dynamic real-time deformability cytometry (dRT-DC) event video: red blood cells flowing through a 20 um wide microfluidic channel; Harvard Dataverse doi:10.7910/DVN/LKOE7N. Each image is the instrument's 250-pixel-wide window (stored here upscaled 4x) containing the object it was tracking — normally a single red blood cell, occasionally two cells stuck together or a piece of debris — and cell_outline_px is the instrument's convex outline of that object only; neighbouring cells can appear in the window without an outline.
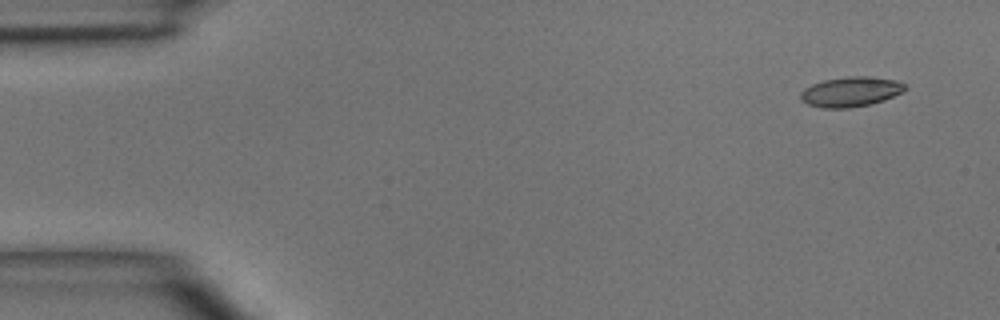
{"species": "common noctule bat (a hibernating species)", "species_latin": "Nyctalus noctula", "temperature_condition": "room temperature", "stored_images_in_passage": 3, "camera_frame_rate_fps": 3000, "um_per_image_px": 0.085, "animal": {"sex": "male", "body_mass_g": 15.6}, "frame": {"image": 1, "passage_image": 1, "time_ms": 0.0, "image_size_px": [1000, 320], "cell_outline_px": [[908, 88], [884, 100], [872, 104], [848, 108], [820, 108], [808, 104], [800, 100], [800, 92], [804, 88], [812, 84], [824, 80], [848, 76], [868, 76], [896, 80], [908, 84]], "centroid_in_image_um": [72.3, 7.8], "position_along_channel_um": 12.7, "area_um2": 18.38}}
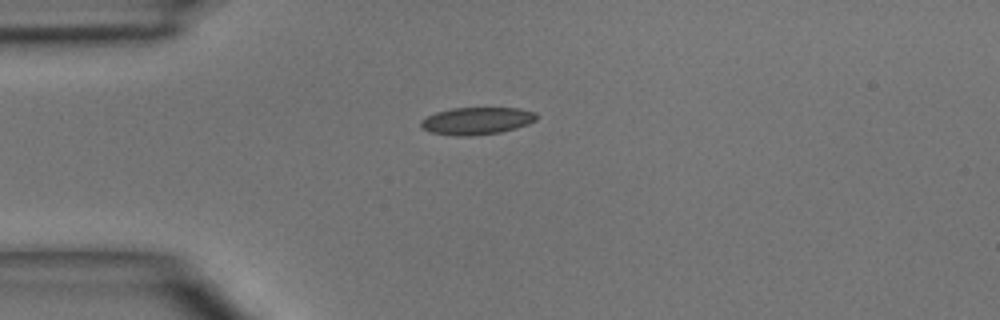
{"frame": {"image": 2, "passage_image": 3, "time_ms": 3.0, "image_size_px": [1000, 320], "cell_outline_px": [[540, 116], [536, 120], [528, 124], [516, 128], [500, 132], [472, 136], [456, 136], [428, 132], [420, 128], [420, 120], [436, 112], [452, 108], [520, 108], [536, 112]], "centroid_in_image_um": [40.53, 10.28], "position_along_channel_um": 44.5, "area_um2": 18.67}}